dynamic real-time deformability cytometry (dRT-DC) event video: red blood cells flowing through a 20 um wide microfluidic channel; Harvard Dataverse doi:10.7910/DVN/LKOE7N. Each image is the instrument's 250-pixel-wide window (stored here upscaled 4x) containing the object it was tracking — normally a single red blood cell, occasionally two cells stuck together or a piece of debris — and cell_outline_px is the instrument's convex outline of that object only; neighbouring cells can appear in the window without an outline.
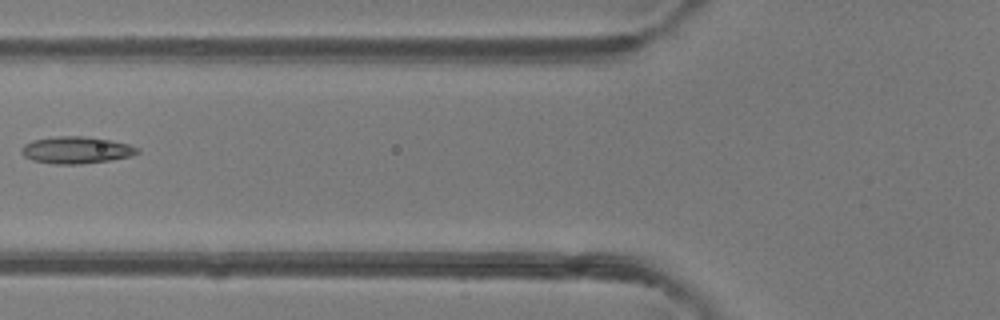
{"species": "common noctule bat (a hibernating species)", "species_latin": "Nyctalus noctula", "temperature_condition": "room temperature", "stored_images_in_passage": 3, "camera_frame_rate_fps": 3000, "um_per_image_px": 0.085, "animal": {"sex": "female"}, "frame": {"image": 1, "passage_image": 3, "time_ms": 2.333, "image_size_px": [1000, 320], "cell_outline_px": [[140, 152], [132, 156], [108, 160], [80, 164], [56, 164], [32, 160], [24, 156], [20, 152], [24, 144], [32, 140], [56, 136], [84, 136], [108, 140], [128, 144], [140, 148]], "centroid_in_image_um": [6.47, 12.75], "position_along_channel_um": 119.3, "area_um2": 18.15}}